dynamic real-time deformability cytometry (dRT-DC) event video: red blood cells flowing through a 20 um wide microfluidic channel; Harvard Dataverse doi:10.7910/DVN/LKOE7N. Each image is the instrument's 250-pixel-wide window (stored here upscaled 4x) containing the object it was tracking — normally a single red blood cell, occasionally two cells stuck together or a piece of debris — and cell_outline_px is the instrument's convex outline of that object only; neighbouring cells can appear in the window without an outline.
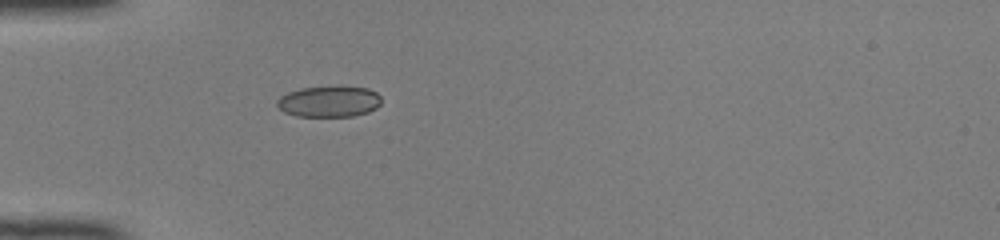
{"species": "common noctule bat (a hibernating species)", "species_latin": "Nyctalus noctula", "temperature_condition": "room temperature", "stored_images_in_passage": 35, "camera_frame_rate_fps": 3000, "um_per_image_px": 0.085, "animal": {"sex": "female", "body_mass_g": 22.0, "forearm_length_mm": 56.7}, "frame": {"image": 1, "passage_image": 1, "time_ms": 0.0, "image_size_px": [1000, 240], "cell_outline_px": [[380, 104], [376, 108], [368, 112], [352, 116], [296, 116], [284, 112], [276, 104], [276, 100], [280, 96], [288, 92], [300, 88], [336, 84], [368, 88], [376, 92], [380, 96]], "centroid_in_image_um": [27.97, 8.59], "position_along_channel_um": 57.0, "area_um2": 19.42}}
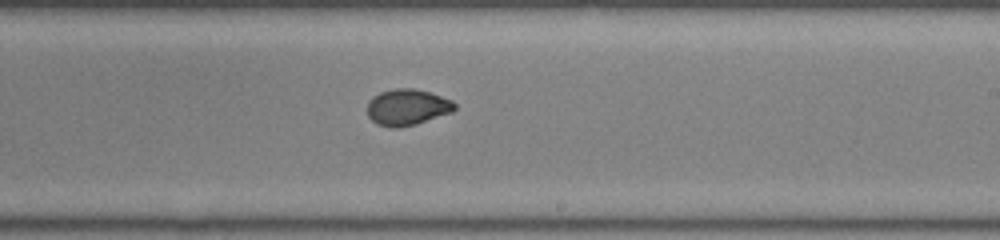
{"frame": {"image": 2, "passage_image": 16, "time_ms": 5.0, "image_size_px": [1000, 240], "cell_outline_px": [[456, 108], [452, 112], [416, 124], [396, 128], [388, 128], [376, 124], [368, 116], [368, 100], [372, 96], [380, 92], [396, 88], [412, 88], [428, 92], [452, 100], [456, 104]], "centroid_in_image_um": [34.59, 9.12], "position_along_channel_um": 254.4, "area_um2": 18.5}}
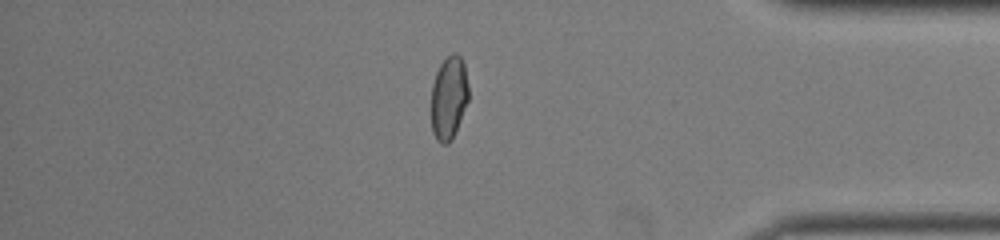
{"frame": {"image": 3, "passage_image": 28, "time_ms": 9.0, "image_size_px": [1000, 240], "cell_outline_px": [[468, 100], [452, 140], [448, 144], [440, 144], [436, 140], [432, 132], [432, 84], [436, 72], [440, 64], [452, 52], [456, 52], [460, 56], [464, 64], [468, 84]], "centroid_in_image_um": [38.15, 8.31], "position_along_channel_um": 397.1, "area_um2": 18.15}, "authors_computed_cell_mechanics": {"area_um2": 18.6116, "velocity_mm_per_s": 4.1284, "shape_relaxation_time_tau1_ms": 8.7675, "shape_relaxation_time_tau2_ms": null, "deformation_change_tau1": 0.2256, "deformation_change_tau2": null}}